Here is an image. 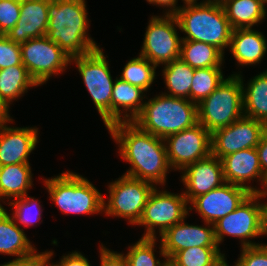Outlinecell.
Here are the masks:
<instances>
[{
	"instance_id": "ffe728a7",
	"label": "cell",
	"mask_w": 267,
	"mask_h": 266,
	"mask_svg": "<svg viewBox=\"0 0 267 266\" xmlns=\"http://www.w3.org/2000/svg\"><path fill=\"white\" fill-rule=\"evenodd\" d=\"M50 0L21 2L20 17L6 34L15 43L21 44L32 38L45 36L48 27V3Z\"/></svg>"
},
{
	"instance_id": "cb8c5ba5",
	"label": "cell",
	"mask_w": 267,
	"mask_h": 266,
	"mask_svg": "<svg viewBox=\"0 0 267 266\" xmlns=\"http://www.w3.org/2000/svg\"><path fill=\"white\" fill-rule=\"evenodd\" d=\"M31 168V164L23 163L0 166V207L11 199L24 197L33 188Z\"/></svg>"
},
{
	"instance_id": "74e56055",
	"label": "cell",
	"mask_w": 267,
	"mask_h": 266,
	"mask_svg": "<svg viewBox=\"0 0 267 266\" xmlns=\"http://www.w3.org/2000/svg\"><path fill=\"white\" fill-rule=\"evenodd\" d=\"M54 254L55 252L53 250L48 249L43 252V260L49 266H92L89 259L78 250L63 254V256H61V258L59 259V262L51 261L54 257Z\"/></svg>"
},
{
	"instance_id": "f35d334b",
	"label": "cell",
	"mask_w": 267,
	"mask_h": 266,
	"mask_svg": "<svg viewBox=\"0 0 267 266\" xmlns=\"http://www.w3.org/2000/svg\"><path fill=\"white\" fill-rule=\"evenodd\" d=\"M98 248L100 266H129L124 252L111 250L103 243L99 244Z\"/></svg>"
},
{
	"instance_id": "5b68a950",
	"label": "cell",
	"mask_w": 267,
	"mask_h": 266,
	"mask_svg": "<svg viewBox=\"0 0 267 266\" xmlns=\"http://www.w3.org/2000/svg\"><path fill=\"white\" fill-rule=\"evenodd\" d=\"M49 200L60 212L69 215L103 214L104 195L91 181L76 172L66 170L49 178H41Z\"/></svg>"
},
{
	"instance_id": "603a6c76",
	"label": "cell",
	"mask_w": 267,
	"mask_h": 266,
	"mask_svg": "<svg viewBox=\"0 0 267 266\" xmlns=\"http://www.w3.org/2000/svg\"><path fill=\"white\" fill-rule=\"evenodd\" d=\"M145 93L143 89L116 77L111 98V124L133 122L145 104Z\"/></svg>"
},
{
	"instance_id": "ac0fdd59",
	"label": "cell",
	"mask_w": 267,
	"mask_h": 266,
	"mask_svg": "<svg viewBox=\"0 0 267 266\" xmlns=\"http://www.w3.org/2000/svg\"><path fill=\"white\" fill-rule=\"evenodd\" d=\"M180 175V182L185 187L183 194L188 203L195 197L206 194L225 183L222 161L212 154L186 166Z\"/></svg>"
},
{
	"instance_id": "f1b7e54d",
	"label": "cell",
	"mask_w": 267,
	"mask_h": 266,
	"mask_svg": "<svg viewBox=\"0 0 267 266\" xmlns=\"http://www.w3.org/2000/svg\"><path fill=\"white\" fill-rule=\"evenodd\" d=\"M225 55L215 46L193 40H182L180 58L194 69L223 67Z\"/></svg>"
},
{
	"instance_id": "30bf717a",
	"label": "cell",
	"mask_w": 267,
	"mask_h": 266,
	"mask_svg": "<svg viewBox=\"0 0 267 266\" xmlns=\"http://www.w3.org/2000/svg\"><path fill=\"white\" fill-rule=\"evenodd\" d=\"M264 200L261 193H251L233 212L220 218L214 224L218 246L226 236L239 239L240 248L258 246L260 242L256 243L253 239L260 237Z\"/></svg>"
},
{
	"instance_id": "6da1fadb",
	"label": "cell",
	"mask_w": 267,
	"mask_h": 266,
	"mask_svg": "<svg viewBox=\"0 0 267 266\" xmlns=\"http://www.w3.org/2000/svg\"><path fill=\"white\" fill-rule=\"evenodd\" d=\"M107 130L118 146V156L130 164L125 175L165 187L167 176L173 170L163 138L143 131L134 122H117Z\"/></svg>"
},
{
	"instance_id": "3957f363",
	"label": "cell",
	"mask_w": 267,
	"mask_h": 266,
	"mask_svg": "<svg viewBox=\"0 0 267 266\" xmlns=\"http://www.w3.org/2000/svg\"><path fill=\"white\" fill-rule=\"evenodd\" d=\"M182 40L204 42L218 48L224 55L229 48L232 27L221 2L184 4L175 14Z\"/></svg>"
},
{
	"instance_id": "e0dca14e",
	"label": "cell",
	"mask_w": 267,
	"mask_h": 266,
	"mask_svg": "<svg viewBox=\"0 0 267 266\" xmlns=\"http://www.w3.org/2000/svg\"><path fill=\"white\" fill-rule=\"evenodd\" d=\"M188 216L166 230L160 237L163 251L170 260L178 251L193 247H219L215 238L214 224L204 226L188 224Z\"/></svg>"
},
{
	"instance_id": "c3c4849f",
	"label": "cell",
	"mask_w": 267,
	"mask_h": 266,
	"mask_svg": "<svg viewBox=\"0 0 267 266\" xmlns=\"http://www.w3.org/2000/svg\"><path fill=\"white\" fill-rule=\"evenodd\" d=\"M38 266H49L44 260Z\"/></svg>"
},
{
	"instance_id": "ee69618b",
	"label": "cell",
	"mask_w": 267,
	"mask_h": 266,
	"mask_svg": "<svg viewBox=\"0 0 267 266\" xmlns=\"http://www.w3.org/2000/svg\"><path fill=\"white\" fill-rule=\"evenodd\" d=\"M260 236H267V201H265V208L262 213ZM259 246L267 248V243L261 242Z\"/></svg>"
},
{
	"instance_id": "60d3db41",
	"label": "cell",
	"mask_w": 267,
	"mask_h": 266,
	"mask_svg": "<svg viewBox=\"0 0 267 266\" xmlns=\"http://www.w3.org/2000/svg\"><path fill=\"white\" fill-rule=\"evenodd\" d=\"M256 150L262 173L267 178V132L261 137Z\"/></svg>"
},
{
	"instance_id": "d4e9b609",
	"label": "cell",
	"mask_w": 267,
	"mask_h": 266,
	"mask_svg": "<svg viewBox=\"0 0 267 266\" xmlns=\"http://www.w3.org/2000/svg\"><path fill=\"white\" fill-rule=\"evenodd\" d=\"M237 72L233 73L238 75L242 82L244 116L267 126V69L247 80V83L244 82L242 72Z\"/></svg>"
},
{
	"instance_id": "9a60e30c",
	"label": "cell",
	"mask_w": 267,
	"mask_h": 266,
	"mask_svg": "<svg viewBox=\"0 0 267 266\" xmlns=\"http://www.w3.org/2000/svg\"><path fill=\"white\" fill-rule=\"evenodd\" d=\"M251 194L246 188L225 182L208 193L195 197L189 203L203 222L215 224L220 218L233 212Z\"/></svg>"
},
{
	"instance_id": "d590c367",
	"label": "cell",
	"mask_w": 267,
	"mask_h": 266,
	"mask_svg": "<svg viewBox=\"0 0 267 266\" xmlns=\"http://www.w3.org/2000/svg\"><path fill=\"white\" fill-rule=\"evenodd\" d=\"M15 65H23L20 44L0 34V69Z\"/></svg>"
},
{
	"instance_id": "7a4b0ae2",
	"label": "cell",
	"mask_w": 267,
	"mask_h": 266,
	"mask_svg": "<svg viewBox=\"0 0 267 266\" xmlns=\"http://www.w3.org/2000/svg\"><path fill=\"white\" fill-rule=\"evenodd\" d=\"M86 0H50L46 36L68 56L87 55L100 48L89 34Z\"/></svg>"
},
{
	"instance_id": "7c38bea8",
	"label": "cell",
	"mask_w": 267,
	"mask_h": 266,
	"mask_svg": "<svg viewBox=\"0 0 267 266\" xmlns=\"http://www.w3.org/2000/svg\"><path fill=\"white\" fill-rule=\"evenodd\" d=\"M20 49L22 64L38 86L46 84L52 76L63 74L71 66L70 56L46 35L21 43Z\"/></svg>"
},
{
	"instance_id": "1f68e13d",
	"label": "cell",
	"mask_w": 267,
	"mask_h": 266,
	"mask_svg": "<svg viewBox=\"0 0 267 266\" xmlns=\"http://www.w3.org/2000/svg\"><path fill=\"white\" fill-rule=\"evenodd\" d=\"M11 208V216L15 220L16 224L24 228L37 227V224L43 222L42 219V204L38 198L25 195L22 198H16L8 203Z\"/></svg>"
},
{
	"instance_id": "ba28073f",
	"label": "cell",
	"mask_w": 267,
	"mask_h": 266,
	"mask_svg": "<svg viewBox=\"0 0 267 266\" xmlns=\"http://www.w3.org/2000/svg\"><path fill=\"white\" fill-rule=\"evenodd\" d=\"M155 187L151 182L123 174L108 183L109 197L108 200L103 197V214L107 217L124 218L127 224L135 226Z\"/></svg>"
},
{
	"instance_id": "52a82bcc",
	"label": "cell",
	"mask_w": 267,
	"mask_h": 266,
	"mask_svg": "<svg viewBox=\"0 0 267 266\" xmlns=\"http://www.w3.org/2000/svg\"><path fill=\"white\" fill-rule=\"evenodd\" d=\"M107 58L109 57L104 54L101 47L87 55L70 58V65H76V70L81 75L106 128L111 125V98L115 82Z\"/></svg>"
},
{
	"instance_id": "b9f144b4",
	"label": "cell",
	"mask_w": 267,
	"mask_h": 266,
	"mask_svg": "<svg viewBox=\"0 0 267 266\" xmlns=\"http://www.w3.org/2000/svg\"><path fill=\"white\" fill-rule=\"evenodd\" d=\"M43 261V257H26L13 259L0 264V266H38Z\"/></svg>"
},
{
	"instance_id": "8fae6325",
	"label": "cell",
	"mask_w": 267,
	"mask_h": 266,
	"mask_svg": "<svg viewBox=\"0 0 267 266\" xmlns=\"http://www.w3.org/2000/svg\"><path fill=\"white\" fill-rule=\"evenodd\" d=\"M139 55L156 67L164 66L180 58L181 35L175 15H150ZM160 65V66H159Z\"/></svg>"
},
{
	"instance_id": "5bb4252c",
	"label": "cell",
	"mask_w": 267,
	"mask_h": 266,
	"mask_svg": "<svg viewBox=\"0 0 267 266\" xmlns=\"http://www.w3.org/2000/svg\"><path fill=\"white\" fill-rule=\"evenodd\" d=\"M266 132L267 126L264 123L243 115L227 127L217 129L211 134L212 155L221 160L237 151L256 148Z\"/></svg>"
},
{
	"instance_id": "9c48e42d",
	"label": "cell",
	"mask_w": 267,
	"mask_h": 266,
	"mask_svg": "<svg viewBox=\"0 0 267 266\" xmlns=\"http://www.w3.org/2000/svg\"><path fill=\"white\" fill-rule=\"evenodd\" d=\"M155 187L149 195L141 218L135 226L145 227L143 238H158L189 215V203L183 194ZM157 230V231H156ZM159 234V235H158Z\"/></svg>"
},
{
	"instance_id": "f6af8a7d",
	"label": "cell",
	"mask_w": 267,
	"mask_h": 266,
	"mask_svg": "<svg viewBox=\"0 0 267 266\" xmlns=\"http://www.w3.org/2000/svg\"><path fill=\"white\" fill-rule=\"evenodd\" d=\"M229 262L227 261V257L226 255L224 254L218 261H216L212 266H231L228 264ZM232 266H235V263L234 265Z\"/></svg>"
},
{
	"instance_id": "f546056e",
	"label": "cell",
	"mask_w": 267,
	"mask_h": 266,
	"mask_svg": "<svg viewBox=\"0 0 267 266\" xmlns=\"http://www.w3.org/2000/svg\"><path fill=\"white\" fill-rule=\"evenodd\" d=\"M158 238H139L137 242L132 245H128L127 253L125 256L127 257L129 266H169V260L166 257L161 242L159 241L158 246L157 242ZM159 249L160 259L155 254L157 248Z\"/></svg>"
},
{
	"instance_id": "484cf974",
	"label": "cell",
	"mask_w": 267,
	"mask_h": 266,
	"mask_svg": "<svg viewBox=\"0 0 267 266\" xmlns=\"http://www.w3.org/2000/svg\"><path fill=\"white\" fill-rule=\"evenodd\" d=\"M221 4L233 30L258 27L267 19L266 0H222Z\"/></svg>"
},
{
	"instance_id": "4fadbf2b",
	"label": "cell",
	"mask_w": 267,
	"mask_h": 266,
	"mask_svg": "<svg viewBox=\"0 0 267 266\" xmlns=\"http://www.w3.org/2000/svg\"><path fill=\"white\" fill-rule=\"evenodd\" d=\"M171 169L181 172L186 166L212 154L211 133L200 123L164 138Z\"/></svg>"
},
{
	"instance_id": "d6a6232c",
	"label": "cell",
	"mask_w": 267,
	"mask_h": 266,
	"mask_svg": "<svg viewBox=\"0 0 267 266\" xmlns=\"http://www.w3.org/2000/svg\"><path fill=\"white\" fill-rule=\"evenodd\" d=\"M224 67L198 68L194 71L190 89V101L199 104L208 97L223 81Z\"/></svg>"
},
{
	"instance_id": "d6986e66",
	"label": "cell",
	"mask_w": 267,
	"mask_h": 266,
	"mask_svg": "<svg viewBox=\"0 0 267 266\" xmlns=\"http://www.w3.org/2000/svg\"><path fill=\"white\" fill-rule=\"evenodd\" d=\"M0 126V166L30 164L29 156L39 143V128Z\"/></svg>"
},
{
	"instance_id": "7402d4cb",
	"label": "cell",
	"mask_w": 267,
	"mask_h": 266,
	"mask_svg": "<svg viewBox=\"0 0 267 266\" xmlns=\"http://www.w3.org/2000/svg\"><path fill=\"white\" fill-rule=\"evenodd\" d=\"M8 209L0 207V255L15 257V259L26 257H43V252L34 246L27 238L25 230L19 227Z\"/></svg>"
},
{
	"instance_id": "2e32d148",
	"label": "cell",
	"mask_w": 267,
	"mask_h": 266,
	"mask_svg": "<svg viewBox=\"0 0 267 266\" xmlns=\"http://www.w3.org/2000/svg\"><path fill=\"white\" fill-rule=\"evenodd\" d=\"M221 161L225 182L244 187L251 193H262L267 178L262 173L256 148L237 151ZM251 181H256L262 188L252 186Z\"/></svg>"
},
{
	"instance_id": "8d00e7d4",
	"label": "cell",
	"mask_w": 267,
	"mask_h": 266,
	"mask_svg": "<svg viewBox=\"0 0 267 266\" xmlns=\"http://www.w3.org/2000/svg\"><path fill=\"white\" fill-rule=\"evenodd\" d=\"M240 249L235 266H267V248L258 245Z\"/></svg>"
},
{
	"instance_id": "681fc988",
	"label": "cell",
	"mask_w": 267,
	"mask_h": 266,
	"mask_svg": "<svg viewBox=\"0 0 267 266\" xmlns=\"http://www.w3.org/2000/svg\"><path fill=\"white\" fill-rule=\"evenodd\" d=\"M16 1L23 2V1H29V0H16Z\"/></svg>"
},
{
	"instance_id": "83f0119b",
	"label": "cell",
	"mask_w": 267,
	"mask_h": 266,
	"mask_svg": "<svg viewBox=\"0 0 267 266\" xmlns=\"http://www.w3.org/2000/svg\"><path fill=\"white\" fill-rule=\"evenodd\" d=\"M194 71L195 69L186 64L181 58L164 65L161 76L164 79V88L167 89L161 93L190 100Z\"/></svg>"
},
{
	"instance_id": "bcb514c9",
	"label": "cell",
	"mask_w": 267,
	"mask_h": 266,
	"mask_svg": "<svg viewBox=\"0 0 267 266\" xmlns=\"http://www.w3.org/2000/svg\"><path fill=\"white\" fill-rule=\"evenodd\" d=\"M199 0H182L183 2V5L184 4H195V3H206L208 1H211V0H202L200 2H198Z\"/></svg>"
},
{
	"instance_id": "e575fe53",
	"label": "cell",
	"mask_w": 267,
	"mask_h": 266,
	"mask_svg": "<svg viewBox=\"0 0 267 266\" xmlns=\"http://www.w3.org/2000/svg\"><path fill=\"white\" fill-rule=\"evenodd\" d=\"M21 2L0 0V34L6 35L16 25L20 17Z\"/></svg>"
},
{
	"instance_id": "44dd1931",
	"label": "cell",
	"mask_w": 267,
	"mask_h": 266,
	"mask_svg": "<svg viewBox=\"0 0 267 266\" xmlns=\"http://www.w3.org/2000/svg\"><path fill=\"white\" fill-rule=\"evenodd\" d=\"M229 53L237 67L255 66L263 61L267 53V39L256 28L234 29L231 34Z\"/></svg>"
},
{
	"instance_id": "4316f807",
	"label": "cell",
	"mask_w": 267,
	"mask_h": 266,
	"mask_svg": "<svg viewBox=\"0 0 267 266\" xmlns=\"http://www.w3.org/2000/svg\"><path fill=\"white\" fill-rule=\"evenodd\" d=\"M39 87L24 65L0 69V96L8 106L28 93L29 88Z\"/></svg>"
},
{
	"instance_id": "ab89813d",
	"label": "cell",
	"mask_w": 267,
	"mask_h": 266,
	"mask_svg": "<svg viewBox=\"0 0 267 266\" xmlns=\"http://www.w3.org/2000/svg\"><path fill=\"white\" fill-rule=\"evenodd\" d=\"M146 2L150 5L157 6L161 10L163 8V15H175L182 7V5L178 6V0H146Z\"/></svg>"
},
{
	"instance_id": "7dc6e473",
	"label": "cell",
	"mask_w": 267,
	"mask_h": 266,
	"mask_svg": "<svg viewBox=\"0 0 267 266\" xmlns=\"http://www.w3.org/2000/svg\"><path fill=\"white\" fill-rule=\"evenodd\" d=\"M261 194H262L263 198H266V200H267V181H266L265 188H264V190L262 191Z\"/></svg>"
},
{
	"instance_id": "277c9868",
	"label": "cell",
	"mask_w": 267,
	"mask_h": 266,
	"mask_svg": "<svg viewBox=\"0 0 267 266\" xmlns=\"http://www.w3.org/2000/svg\"><path fill=\"white\" fill-rule=\"evenodd\" d=\"M146 99L140 114L133 121L143 131L164 139L198 123L197 104L186 98L159 92Z\"/></svg>"
},
{
	"instance_id": "4dcf8cb0",
	"label": "cell",
	"mask_w": 267,
	"mask_h": 266,
	"mask_svg": "<svg viewBox=\"0 0 267 266\" xmlns=\"http://www.w3.org/2000/svg\"><path fill=\"white\" fill-rule=\"evenodd\" d=\"M157 67L148 59L138 54V56L128 59L124 65L119 78L133 86L143 89L146 94L151 90V85L155 83Z\"/></svg>"
},
{
	"instance_id": "8992f818",
	"label": "cell",
	"mask_w": 267,
	"mask_h": 266,
	"mask_svg": "<svg viewBox=\"0 0 267 266\" xmlns=\"http://www.w3.org/2000/svg\"><path fill=\"white\" fill-rule=\"evenodd\" d=\"M198 123L211 134L240 119L244 115L242 82L230 74L205 99L197 104Z\"/></svg>"
},
{
	"instance_id": "7bdbcfd3",
	"label": "cell",
	"mask_w": 267,
	"mask_h": 266,
	"mask_svg": "<svg viewBox=\"0 0 267 266\" xmlns=\"http://www.w3.org/2000/svg\"><path fill=\"white\" fill-rule=\"evenodd\" d=\"M10 115V106L0 96V126L5 124H13L14 119Z\"/></svg>"
},
{
	"instance_id": "836d02e7",
	"label": "cell",
	"mask_w": 267,
	"mask_h": 266,
	"mask_svg": "<svg viewBox=\"0 0 267 266\" xmlns=\"http://www.w3.org/2000/svg\"><path fill=\"white\" fill-rule=\"evenodd\" d=\"M225 253L220 247H193L178 251L169 266H212Z\"/></svg>"
}]
</instances>
